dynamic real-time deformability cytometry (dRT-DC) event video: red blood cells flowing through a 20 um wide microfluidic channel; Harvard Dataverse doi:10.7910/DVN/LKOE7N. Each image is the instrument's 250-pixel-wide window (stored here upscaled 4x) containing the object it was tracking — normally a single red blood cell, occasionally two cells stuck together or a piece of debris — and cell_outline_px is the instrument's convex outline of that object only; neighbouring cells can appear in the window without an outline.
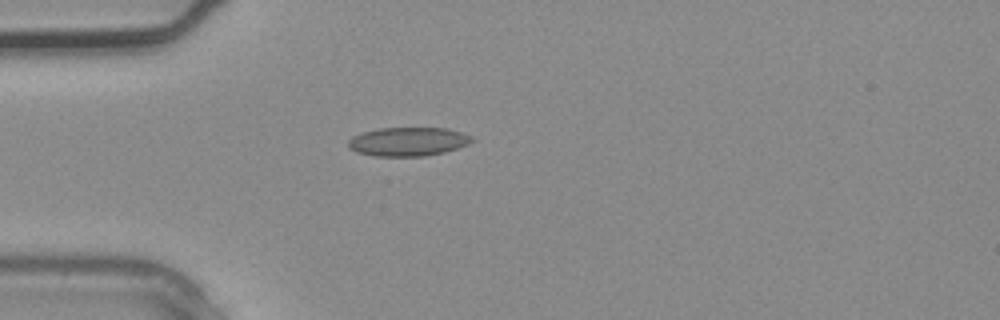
{"species": "common noctule bat (a hibernating species)", "species_latin": "Nyctalus noctula", "temperature_condition": "warm", "stored_images_in_passage": 3, "camera_frame_rate_fps": 3000, "um_per_image_px": 0.085, "animal": {"sex": "male", "body_mass_g": 20.4}, "frame": {"image": 1, "passage_image": 3, "time_ms": 0.667, "image_size_px": [1000, 320], "cell_outline_px": [[476, 140], [468, 144], [444, 152], [424, 156], [372, 156], [356, 152], [348, 148], [348, 140], [352, 136], [364, 132], [380, 128], [448, 128], [472, 136]], "centroid_in_image_um": [34.67, 12.04], "position_along_channel_um": 50.3, "area_um2": 20.81}}